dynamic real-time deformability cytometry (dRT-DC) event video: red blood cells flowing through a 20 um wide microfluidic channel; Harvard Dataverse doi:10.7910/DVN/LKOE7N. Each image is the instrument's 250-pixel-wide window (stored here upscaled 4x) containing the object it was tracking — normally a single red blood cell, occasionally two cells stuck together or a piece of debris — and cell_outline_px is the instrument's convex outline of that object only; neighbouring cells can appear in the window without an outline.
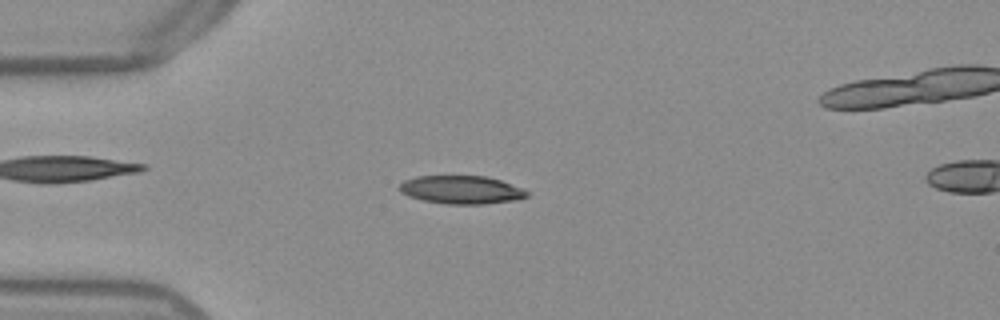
{"species": "Egyptian fruit bat (a non-hibernating species)", "species_latin": "Rousettus aegyptiacus", "temperature_condition": "warm", "stored_images_in_passage": 52, "camera_frame_rate_fps": 3000, "um_per_image_px": 0.085, "frame": {"image": 1, "passage_image": 14, "time_ms": 4.333, "image_size_px": [1000, 320], "cell_outline_px": [[528, 196], [516, 200], [484, 204], [444, 204], [424, 200], [408, 196], [400, 192], [396, 188], [404, 180], [416, 176], [488, 176], [524, 188], [528, 192]], "centroid_in_image_um": [39.21, 16.13], "position_along_channel_um": 45.8, "area_um2": 21.15}}
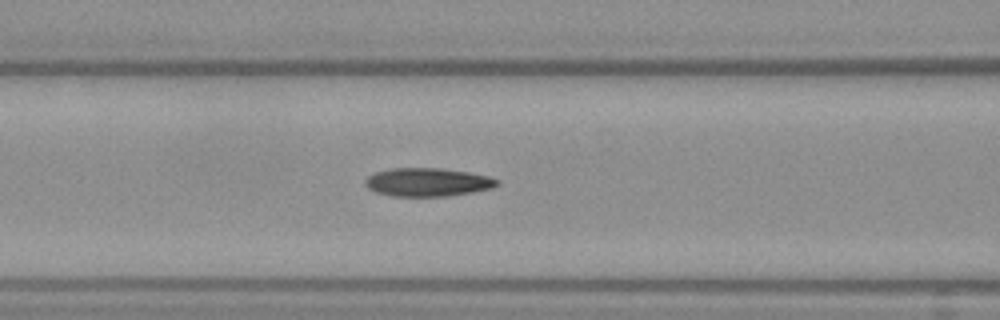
{"frame": {"image": 2, "passage_image": 22, "time_ms": 7.0, "image_size_px": [1000, 320], "cell_outline_px": [[500, 184], [492, 188], [472, 192], [448, 196], [392, 196], [376, 192], [368, 188], [364, 184], [364, 180], [368, 176], [376, 172], [388, 168], [440, 168], [468, 172], [488, 176], [500, 180]], "centroid_in_image_um": [36.34, 15.48], "position_along_channel_um": 130.3, "area_um2": 21.91}}
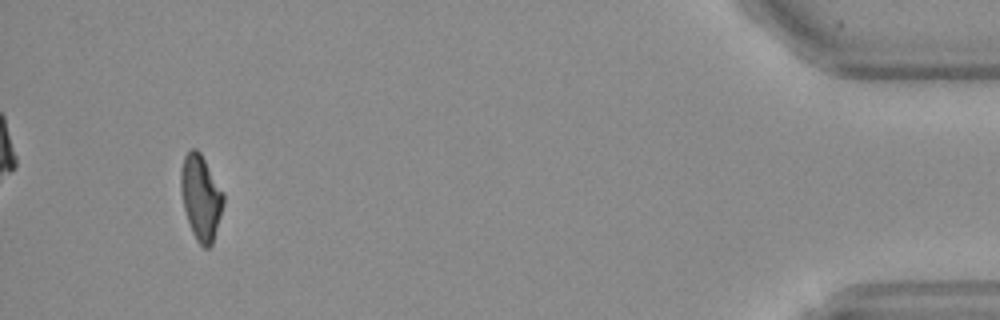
{"frame": {"image": 3, "passage_image": 50, "time_ms": 16.333, "image_size_px": [1000, 320], "cell_outline_px": [[224, 204], [212, 244], [208, 248], [204, 248], [196, 240], [192, 232], [184, 208], [180, 188], [180, 172], [184, 156], [192, 148], [196, 148], [200, 152], [224, 192]], "centroid_in_image_um": [17.08, 16.77], "position_along_channel_um": 418.1, "area_um2": 21.1}}